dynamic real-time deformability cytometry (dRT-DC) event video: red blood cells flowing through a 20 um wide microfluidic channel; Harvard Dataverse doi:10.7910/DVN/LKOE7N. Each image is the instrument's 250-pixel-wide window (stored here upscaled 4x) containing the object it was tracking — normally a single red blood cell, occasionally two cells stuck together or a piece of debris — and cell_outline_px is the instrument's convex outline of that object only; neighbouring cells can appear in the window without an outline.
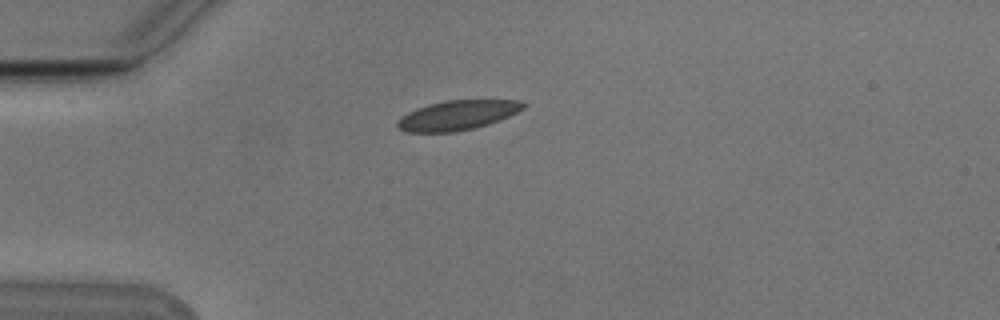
{"species": "Egyptian fruit bat (a non-hibernating species)", "species_latin": "Rousettus aegyptiacus", "temperature_condition": "cold", "stored_images_in_passage": 41, "camera_frame_rate_fps": 3000, "um_per_image_px": 0.085, "animal": {"sex": "male"}, "frame": {"image": 1, "passage_image": 1, "time_ms": 0.0, "image_size_px": [1000, 320], "cell_outline_px": [[528, 104], [524, 108], [500, 120], [476, 128], [456, 132], [408, 132], [400, 128], [396, 124], [408, 112], [416, 108], [428, 104], [444, 100], [520, 100]], "centroid_in_image_um": [38.93, 9.79], "position_along_channel_um": 46.1, "area_um2": 21.68}}
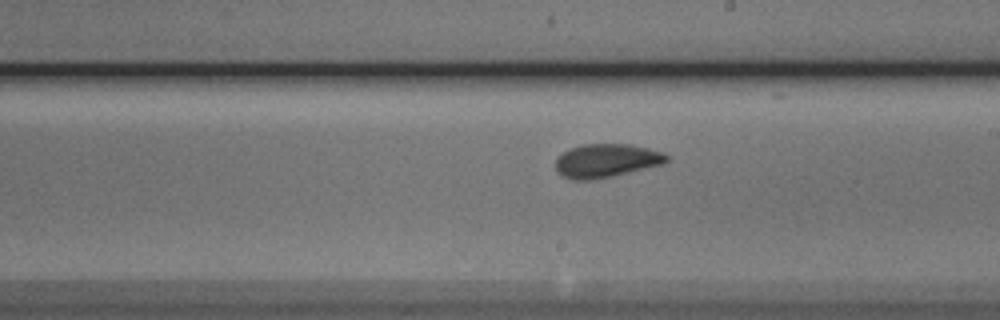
{"frame": {"image": 2, "passage_image": 18, "time_ms": 5.667, "image_size_px": [1000, 320], "cell_outline_px": [[668, 160], [664, 164], [612, 176], [592, 180], [572, 180], [556, 172], [556, 156], [568, 148], [580, 144], [632, 144], [664, 152], [668, 156]], "centroid_in_image_um": [51.51, 13.64], "position_along_channel_um": 237.5, "area_um2": 22.02}}
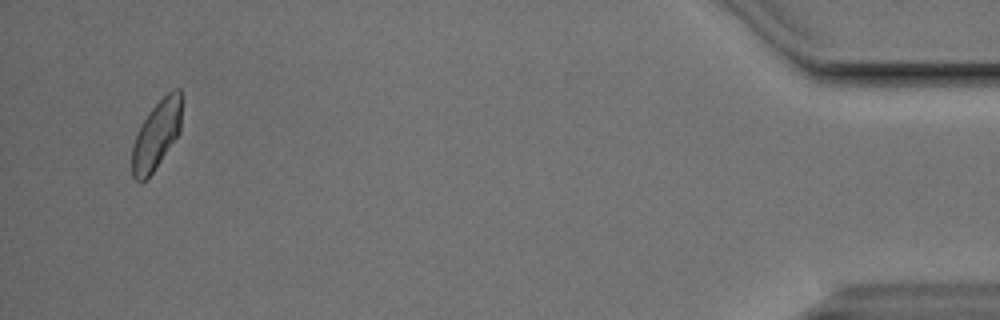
{"frame": {"image": 3, "passage_image": 39, "time_ms": 12.667, "image_size_px": [1000, 320], "cell_outline_px": [[180, 132], [152, 172], [140, 184], [132, 176], [132, 144], [144, 120], [152, 108], [172, 88], [180, 88]], "centroid_in_image_um": [13.28, 11.48], "position_along_channel_um": 421.9, "area_um2": 19.31}, "authors_computed_cell_mechanics": {"area_um2": 21.1548, "velocity_mm_per_s": 3.7576, "shape_relaxation_time_tau1_ms": 5.1613, "shape_relaxation_time_tau2_ms": 1.168, "deformation_change_tau1": 0.1004, "deformation_change_tau2": 0.042}}